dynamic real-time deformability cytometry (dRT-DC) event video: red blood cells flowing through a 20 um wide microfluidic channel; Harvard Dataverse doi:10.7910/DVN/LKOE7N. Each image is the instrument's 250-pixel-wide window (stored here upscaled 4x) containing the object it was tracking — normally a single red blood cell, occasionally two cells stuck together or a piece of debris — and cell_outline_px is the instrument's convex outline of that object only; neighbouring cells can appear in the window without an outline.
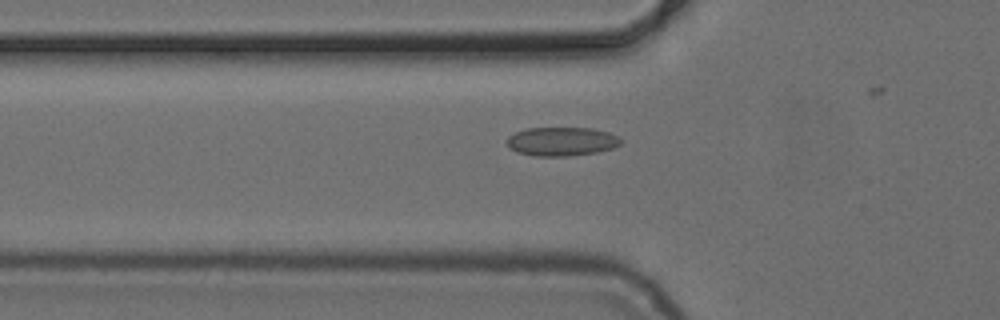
{"species": "common noctule bat (a hibernating species)", "species_latin": "Nyctalus noctula", "temperature_condition": "cold", "stored_images_in_passage": 5, "camera_frame_rate_fps": 3000, "um_per_image_px": 0.085, "animal": {"sex": "female", "body_mass_g": 24.6, "forearm_length_mm": 56.2}, "frame": {"image": 1, "passage_image": 3, "time_ms": 3.333, "image_size_px": [1000, 320], "cell_outline_px": [[624, 140], [620, 144], [612, 148], [596, 152], [568, 156], [532, 156], [516, 152], [508, 144], [508, 136], [516, 132], [528, 128], [592, 128], [608, 132]], "centroid_in_image_um": [47.75, 12.02], "position_along_channel_um": 78.1, "area_um2": 19.02}}
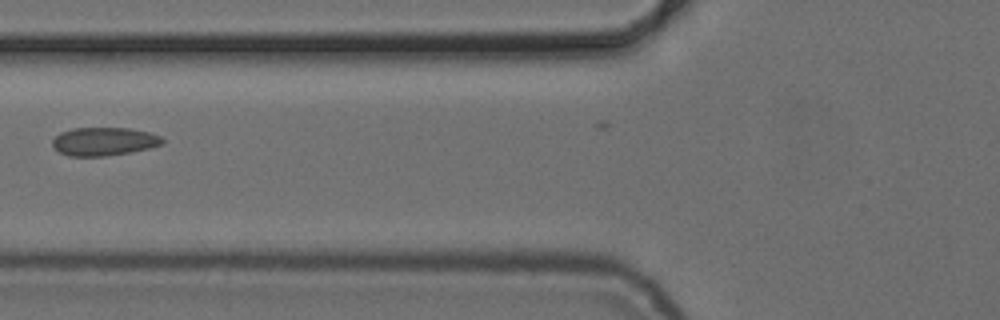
{"frame": {"image": 2, "passage_image": 4, "time_ms": 4.333, "image_size_px": [1000, 320], "cell_outline_px": [[164, 144], [132, 152], [108, 156], [68, 156], [60, 152], [52, 144], [52, 140], [60, 132], [72, 128], [128, 128], [148, 132], [160, 136], [164, 140]], "centroid_in_image_um": [8.84, 12.02], "position_along_channel_um": 117.0, "area_um2": 18.15}}